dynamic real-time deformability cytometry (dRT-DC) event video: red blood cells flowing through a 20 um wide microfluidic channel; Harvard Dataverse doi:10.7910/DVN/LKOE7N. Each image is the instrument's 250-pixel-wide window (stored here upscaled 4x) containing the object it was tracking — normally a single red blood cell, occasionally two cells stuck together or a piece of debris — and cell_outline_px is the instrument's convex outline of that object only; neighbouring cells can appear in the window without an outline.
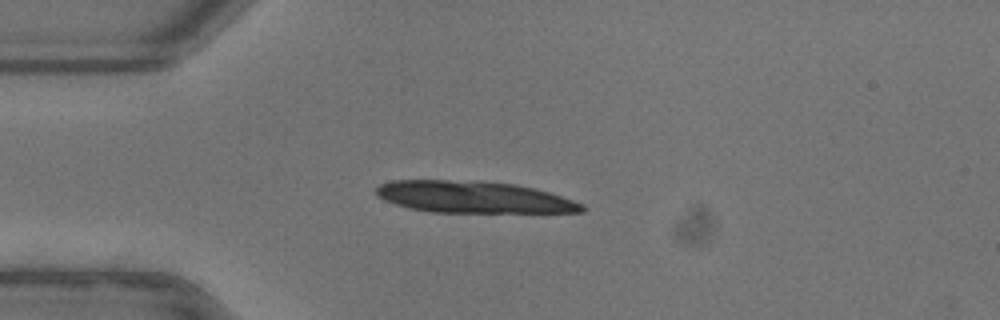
{"species": "common noctule bat (a hibernating species)", "species_latin": "Nyctalus noctula", "temperature_condition": "warm", "stored_images_in_passage": 39, "camera_frame_rate_fps": 3000, "um_per_image_px": 0.085, "animal": {"sex": "female"}, "frame": {"image": 1, "passage_image": 1, "time_ms": 0.0, "image_size_px": [1000, 320], "cell_outline_px": [[584, 212], [432, 212], [408, 208], [384, 200], [376, 196], [376, 188], [380, 184], [392, 180], [448, 180], [516, 184], [548, 192], [584, 204]], "centroid_in_image_um": [40.19, 16.76], "position_along_channel_um": 44.8, "area_um2": 37.69}, "authors_computed_cell_mechanics": {"area_um2": 21.5594, "velocity_mm_per_s": 3.9368, "shape_relaxation_time_tau1_ms": 8.2225, "shape_relaxation_time_tau2_ms": 8.8163, "deformation_change_tau1": 0.2145, "deformation_change_tau2": 0.1488}}